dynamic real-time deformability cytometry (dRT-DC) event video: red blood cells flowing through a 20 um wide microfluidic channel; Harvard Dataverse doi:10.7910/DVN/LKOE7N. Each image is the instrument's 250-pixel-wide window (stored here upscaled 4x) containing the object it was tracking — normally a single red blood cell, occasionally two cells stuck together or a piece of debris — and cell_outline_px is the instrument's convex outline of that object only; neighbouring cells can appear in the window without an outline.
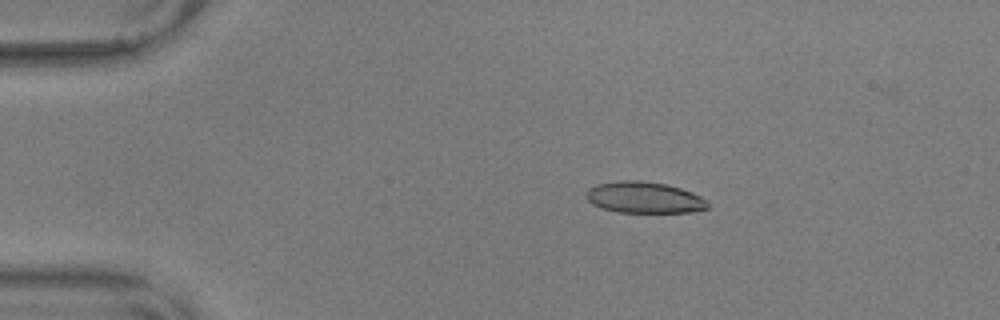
{"species": "common noctule bat (a hibernating species)", "species_latin": "Nyctalus noctula", "temperature_condition": "warm", "stored_images_in_passage": 19, "camera_frame_rate_fps": 3000, "um_per_image_px": 0.085, "animal": {"sex": "male", "body_mass_g": 17.9, "forearm_length_mm": 54.2}, "frame": {"image": 1, "passage_image": 11, "time_ms": 3.333, "image_size_px": [1000, 320], "cell_outline_px": [[708, 208], [692, 212], [616, 212], [600, 208], [592, 204], [588, 200], [588, 188], [596, 184], [620, 180], [640, 180], [668, 184], [692, 192], [708, 200]], "centroid_in_image_um": [54.77, 16.78], "position_along_channel_um": 30.2, "area_um2": 22.31}}